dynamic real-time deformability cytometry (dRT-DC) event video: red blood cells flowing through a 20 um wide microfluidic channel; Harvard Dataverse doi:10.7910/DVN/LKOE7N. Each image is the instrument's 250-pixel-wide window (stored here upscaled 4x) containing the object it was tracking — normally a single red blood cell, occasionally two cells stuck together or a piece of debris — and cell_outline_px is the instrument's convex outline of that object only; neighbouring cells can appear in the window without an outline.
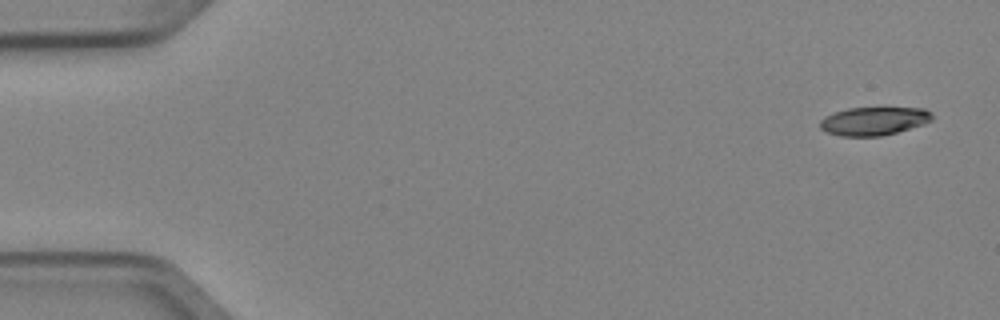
{"species": "Egyptian fruit bat (a non-hibernating species)", "species_latin": "Rousettus aegyptiacus", "temperature_condition": "cold", "stored_images_in_passage": 8, "camera_frame_rate_fps": 3000, "um_per_image_px": 0.085, "animal": {"sex": "female"}, "frame": {"image": 1, "passage_image": 1, "time_ms": 0.0, "image_size_px": [1000, 320], "cell_outline_px": [[932, 120], [924, 124], [896, 132], [880, 136], [840, 136], [828, 132], [820, 128], [820, 120], [824, 116], [848, 108], [884, 104], [924, 108], [932, 112]], "centroid_in_image_um": [74.34, 10.22], "position_along_channel_um": 10.7, "area_um2": 19.48}}
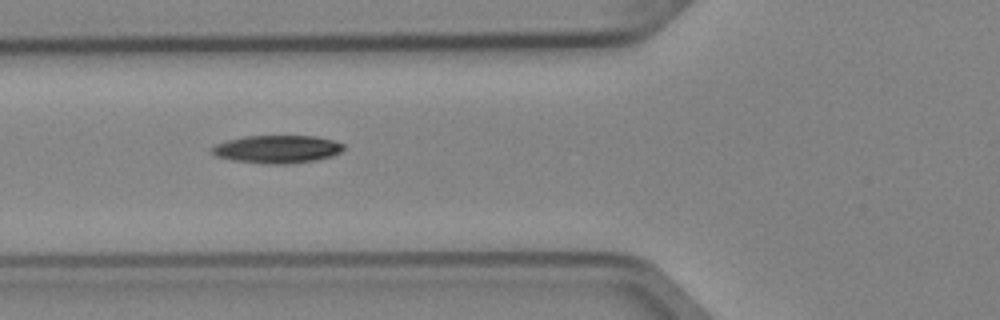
{"frame": {"image": 2, "passage_image": 6, "time_ms": 1.667, "image_size_px": [1000, 320], "cell_outline_px": [[344, 148], [340, 152], [332, 156], [316, 160], [288, 164], [264, 164], [232, 160], [216, 156], [212, 152], [212, 148], [216, 144], [228, 140], [244, 136], [316, 136], [332, 140], [344, 144]], "centroid_in_image_um": [23.57, 12.68], "position_along_channel_um": 102.2, "area_um2": 21.39}}
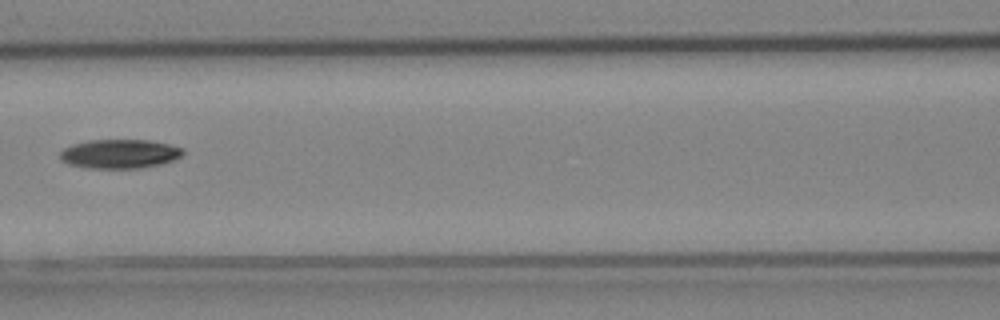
{"frame": {"image": 3, "passage_image": 7, "time_ms": 2.0, "image_size_px": [1000, 320], "cell_outline_px": [[184, 152], [180, 156], [164, 164], [140, 168], [84, 168], [68, 164], [60, 160], [60, 152], [64, 148], [72, 144], [92, 140], [148, 140], [168, 144], [184, 148]], "centroid_in_image_um": [10.16, 13.08], "position_along_channel_um": 156.4, "area_um2": 20.92}}